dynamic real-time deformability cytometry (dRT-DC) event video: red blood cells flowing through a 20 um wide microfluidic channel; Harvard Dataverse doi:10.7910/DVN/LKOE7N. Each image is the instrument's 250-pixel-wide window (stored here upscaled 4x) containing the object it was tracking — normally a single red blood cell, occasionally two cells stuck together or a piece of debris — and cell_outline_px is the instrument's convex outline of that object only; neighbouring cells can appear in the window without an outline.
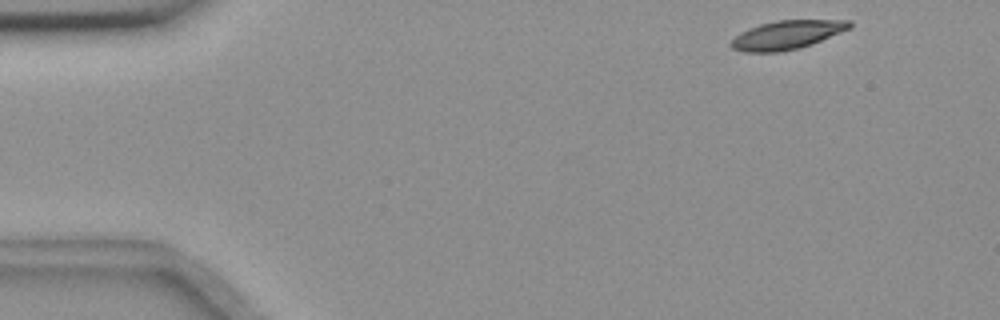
{"species": "common noctule bat (a hibernating species)", "species_latin": "Nyctalus noctula", "temperature_condition": "room temperature", "stored_images_in_passage": 51, "camera_frame_rate_fps": 3000, "um_per_image_px": 0.085, "animal": {"sex": "female", "body_mass_g": 18.4}, "frame": {"image": 1, "passage_image": 1, "time_ms": 0.0, "image_size_px": [1000, 320], "cell_outline_px": [[852, 28], [812, 44], [800, 48], [776, 52], [744, 52], [732, 48], [728, 44], [740, 32], [748, 28], [760, 24], [776, 20], [852, 20]], "centroid_in_image_um": [66.9, 2.96], "position_along_channel_um": 18.1, "area_um2": 19.94}}
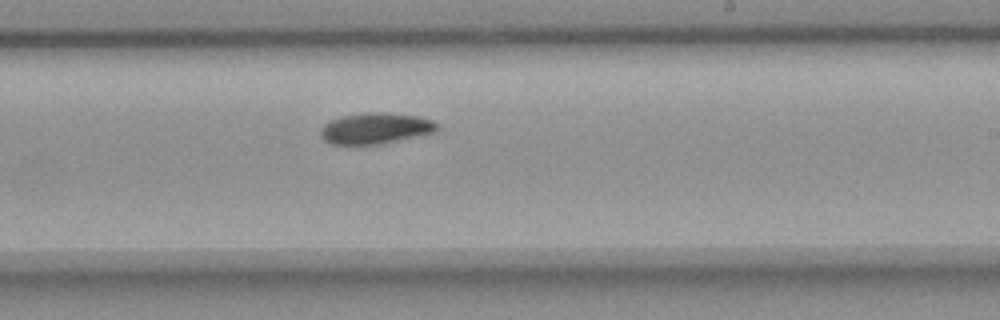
{"frame": {"image": 2, "passage_image": 29, "time_ms": 9.333, "image_size_px": [1000, 320], "cell_outline_px": [[440, 128], [436, 132], [380, 144], [332, 144], [324, 140], [320, 136], [320, 128], [324, 124], [340, 116], [364, 112], [388, 112], [420, 116], [432, 120], [440, 124]], "centroid_in_image_um": [31.95, 10.89], "position_along_channel_um": 257.0, "area_um2": 21.39}}
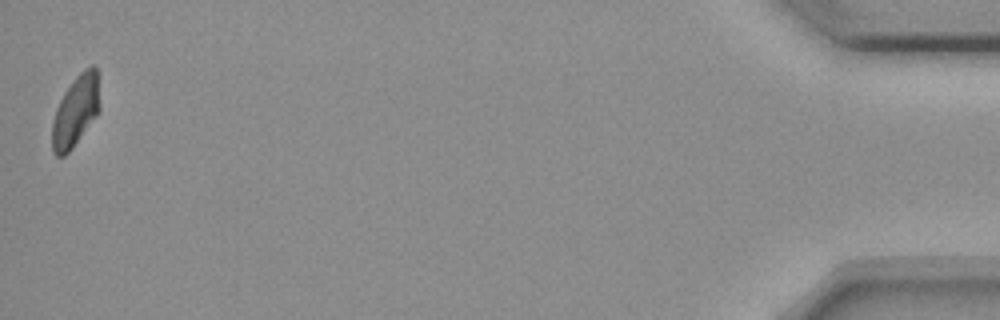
{"frame": {"image": 3, "passage_image": 51, "time_ms": 16.667, "image_size_px": [1000, 320], "cell_outline_px": [[100, 108], [96, 116], [72, 148], [64, 156], [56, 156], [52, 152], [52, 120], [56, 108], [64, 92], [72, 80], [84, 68], [92, 64], [96, 68], [100, 104]], "centroid_in_image_um": [6.41, 9.43], "position_along_channel_um": 428.8, "area_um2": 19.71}, "authors_computed_cell_mechanics": {"area_um2": 20.7502, "velocity_mm_per_s": 3.6174, "shape_relaxation_time_tau1_ms": 6.4527, "shape_relaxation_time_tau2_ms": null, "deformation_change_tau1": 0.156, "deformation_change_tau2": null}}